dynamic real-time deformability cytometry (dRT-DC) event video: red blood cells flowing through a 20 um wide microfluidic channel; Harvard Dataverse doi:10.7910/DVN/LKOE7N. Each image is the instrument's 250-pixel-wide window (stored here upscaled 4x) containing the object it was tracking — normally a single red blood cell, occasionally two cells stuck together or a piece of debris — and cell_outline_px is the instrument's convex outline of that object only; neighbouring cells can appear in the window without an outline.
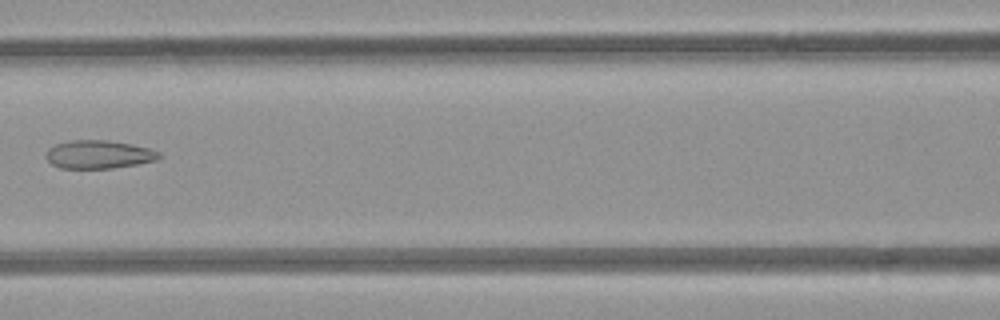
{"species": "common noctule bat (a hibernating species)", "species_latin": "Nyctalus noctula", "temperature_condition": "room temperature", "stored_images_in_passage": 7, "camera_frame_rate_fps": 3000, "um_per_image_px": 0.085, "animal": {"sex": "female", "body_mass_g": 21.9}, "frame": {"image": 1, "passage_image": 5, "time_ms": 4.667, "image_size_px": [1000, 320], "cell_outline_px": [[160, 156], [156, 160], [136, 164], [112, 168], [60, 168], [52, 164], [44, 156], [48, 148], [56, 144], [72, 140], [108, 140], [148, 148], [160, 152]], "centroid_in_image_um": [8.35, 13.13], "position_along_channel_um": 158.3, "area_um2": 18.44}}
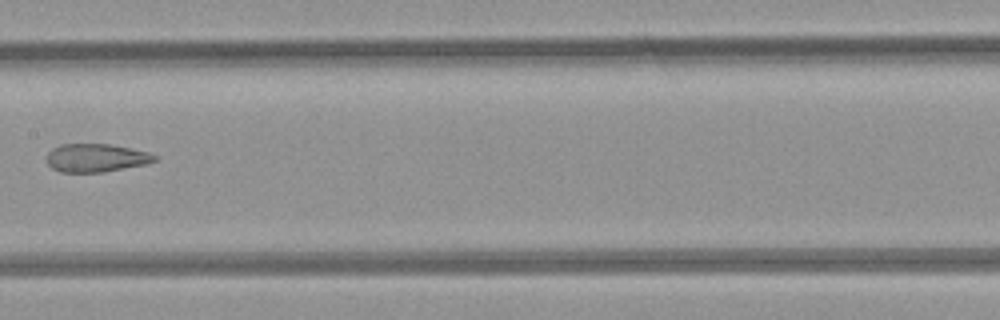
{"frame": {"image": 2, "passage_image": 6, "time_ms": 5.667, "image_size_px": [1000, 320], "cell_outline_px": [[156, 160], [148, 164], [104, 172], [60, 172], [52, 168], [44, 160], [48, 152], [52, 148], [60, 144], [112, 144], [148, 152], [156, 156]], "centroid_in_image_um": [8.13, 13.42], "position_along_channel_um": 199.3, "area_um2": 17.98}}
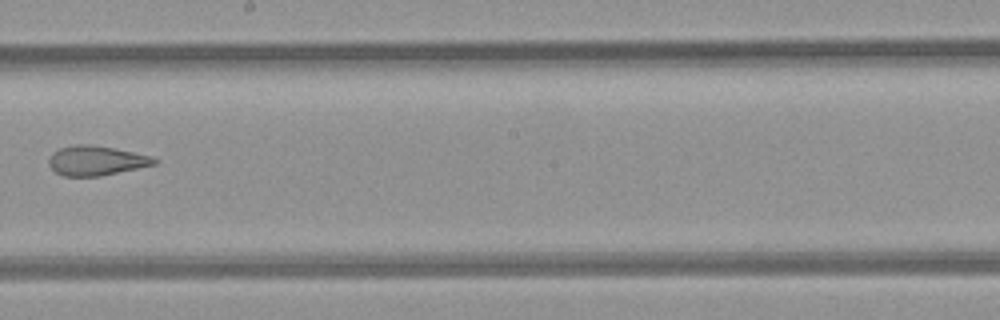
{"frame": {"image": 3, "passage_image": 7, "time_ms": 6.667, "image_size_px": [1000, 320], "cell_outline_px": [[160, 160], [156, 164], [100, 176], [64, 176], [56, 172], [48, 164], [48, 160], [52, 152], [60, 148], [76, 144], [88, 144], [112, 148], [152, 156]], "centroid_in_image_um": [8.17, 13.65], "position_along_channel_um": 240.0, "area_um2": 18.09}}